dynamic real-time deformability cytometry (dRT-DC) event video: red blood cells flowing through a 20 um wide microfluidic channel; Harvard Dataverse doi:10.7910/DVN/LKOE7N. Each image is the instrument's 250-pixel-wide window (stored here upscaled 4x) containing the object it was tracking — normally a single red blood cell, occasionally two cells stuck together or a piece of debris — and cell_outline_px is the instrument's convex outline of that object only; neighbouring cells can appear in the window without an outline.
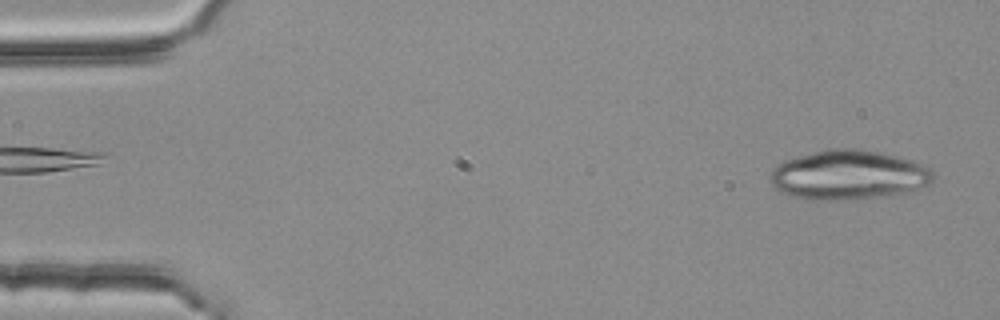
{"species": "common noctule bat (a hibernating species)", "species_latin": "Nyctalus noctula", "temperature_condition": "room temperature", "stored_images_in_passage": 4, "segment_of_instrument_passage": [2, 2], "camera_frame_rate_fps": 3000, "um_per_image_px": 0.085, "animal": {"sex": "female", "body_mass_g": 25.1}, "frame": {"image": 1, "passage_image": 4, "time_ms": 1.0, "image_size_px": [1000, 320], "cell_outline_px": [[936, 172], [932, 180], [928, 184], [904, 192], [884, 196], [844, 200], [812, 200], [792, 196], [780, 192], [768, 180], [772, 168], [776, 164], [784, 160], [828, 148], [856, 148], [880, 152], [912, 160], [924, 164]], "centroid_in_image_um": [72.09, 14.86], "position_along_channel_um": 12.9, "area_um2": 47.22}}